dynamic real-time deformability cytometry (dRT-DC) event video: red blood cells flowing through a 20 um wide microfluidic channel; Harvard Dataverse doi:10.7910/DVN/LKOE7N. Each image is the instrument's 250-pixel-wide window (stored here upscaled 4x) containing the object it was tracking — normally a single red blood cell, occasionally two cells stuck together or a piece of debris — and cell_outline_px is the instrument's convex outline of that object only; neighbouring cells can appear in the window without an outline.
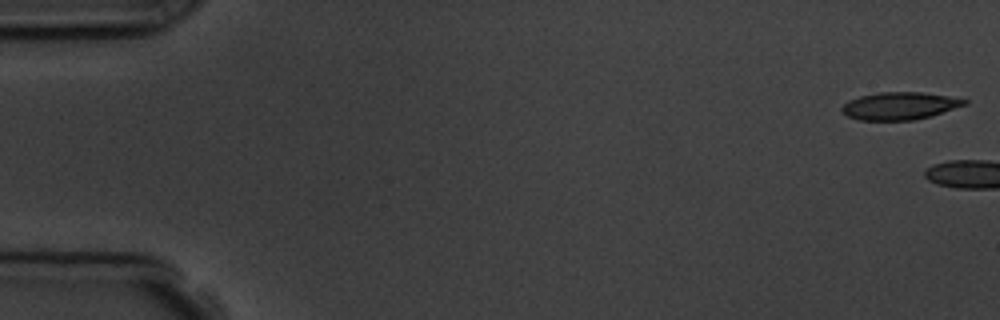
{"species": "common noctule bat (a hibernating species)", "species_latin": "Nyctalus noctula", "temperature_condition": "room temperature", "stored_images_in_passage": 3, "camera_frame_rate_fps": 3000, "um_per_image_px": 0.085, "animal": {"sex": "male", "body_mass_g": 19.5, "forearm_length_mm": 54.6}, "frame": {"image": 1, "passage_image": 1, "time_ms": 0.0, "image_size_px": [1000, 320], "cell_outline_px": [[968, 104], [932, 116], [912, 120], [860, 120], [848, 116], [840, 108], [848, 100], [860, 96], [880, 92], [920, 92], [948, 96], [968, 100]], "centroid_in_image_um": [76.49, 9.0], "position_along_channel_um": 8.5, "area_um2": 19.59}}